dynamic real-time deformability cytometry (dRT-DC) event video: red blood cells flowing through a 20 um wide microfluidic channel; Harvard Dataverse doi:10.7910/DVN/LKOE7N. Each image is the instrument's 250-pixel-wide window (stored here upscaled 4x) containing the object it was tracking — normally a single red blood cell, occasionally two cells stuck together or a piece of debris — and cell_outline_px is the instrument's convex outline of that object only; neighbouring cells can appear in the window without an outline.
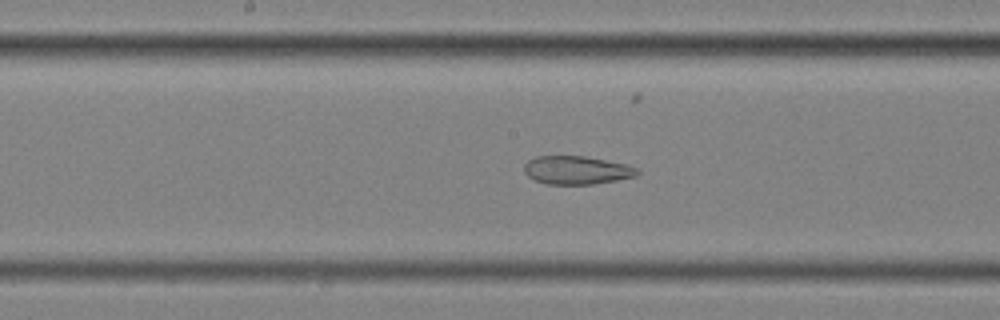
{"species": "common noctule bat (a hibernating species)", "species_latin": "Nyctalus noctula", "temperature_condition": "cold", "stored_images_in_passage": 43, "segment_of_instrument_passage": [2, 2], "camera_frame_rate_fps": 3000, "um_per_image_px": 0.085, "animal": {"sex": "female", "body_mass_g": 25.1}, "frame": {"image": 1, "passage_image": 23, "time_ms": 7.333, "image_size_px": [1000, 320], "cell_outline_px": [[640, 172], [636, 176], [616, 180], [592, 184], [548, 184], [532, 180], [524, 172], [524, 164], [528, 160], [536, 156], [584, 156], [624, 164], [640, 168]], "centroid_in_image_um": [48.99, 14.46], "position_along_channel_um": 199.2, "area_um2": 18.67}}
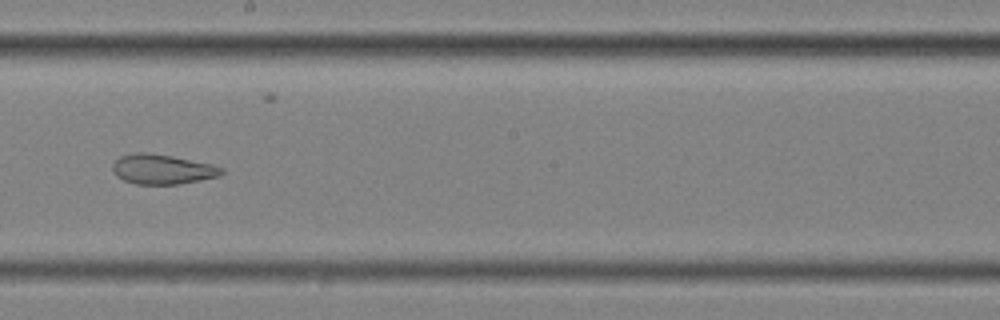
{"frame": {"image": 2, "passage_image": 26, "time_ms": 8.333, "image_size_px": [1000, 320], "cell_outline_px": [[224, 172], [220, 176], [180, 184], [136, 184], [124, 180], [116, 176], [112, 168], [112, 164], [120, 156], [136, 152], [148, 152], [172, 156], [212, 164], [224, 168]], "centroid_in_image_um": [13.8, 14.38], "position_along_channel_um": 234.4, "area_um2": 19.02}}